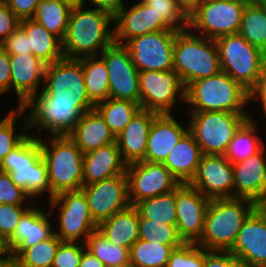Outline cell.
Instances as JSON below:
<instances>
[{"label": "cell", "mask_w": 266, "mask_h": 267, "mask_svg": "<svg viewBox=\"0 0 266 267\" xmlns=\"http://www.w3.org/2000/svg\"><path fill=\"white\" fill-rule=\"evenodd\" d=\"M184 9L190 13L197 5H199L203 0H177Z\"/></svg>", "instance_id": "680465c9"}, {"label": "cell", "mask_w": 266, "mask_h": 267, "mask_svg": "<svg viewBox=\"0 0 266 267\" xmlns=\"http://www.w3.org/2000/svg\"><path fill=\"white\" fill-rule=\"evenodd\" d=\"M152 0H140L139 2H141V3H149V2H151Z\"/></svg>", "instance_id": "003e7915"}, {"label": "cell", "mask_w": 266, "mask_h": 267, "mask_svg": "<svg viewBox=\"0 0 266 267\" xmlns=\"http://www.w3.org/2000/svg\"><path fill=\"white\" fill-rule=\"evenodd\" d=\"M81 190L86 195L93 220L98 225L131 206L126 172L83 186Z\"/></svg>", "instance_id": "e0dca14e"}, {"label": "cell", "mask_w": 266, "mask_h": 267, "mask_svg": "<svg viewBox=\"0 0 266 267\" xmlns=\"http://www.w3.org/2000/svg\"><path fill=\"white\" fill-rule=\"evenodd\" d=\"M204 248L196 243H184L174 249L166 267H203Z\"/></svg>", "instance_id": "ee69618b"}, {"label": "cell", "mask_w": 266, "mask_h": 267, "mask_svg": "<svg viewBox=\"0 0 266 267\" xmlns=\"http://www.w3.org/2000/svg\"><path fill=\"white\" fill-rule=\"evenodd\" d=\"M139 89L141 109L157 114H171L177 96L186 102V87L174 69L139 72Z\"/></svg>", "instance_id": "7c38bea8"}, {"label": "cell", "mask_w": 266, "mask_h": 267, "mask_svg": "<svg viewBox=\"0 0 266 267\" xmlns=\"http://www.w3.org/2000/svg\"><path fill=\"white\" fill-rule=\"evenodd\" d=\"M189 184L210 200L233 198V165L225 155H203Z\"/></svg>", "instance_id": "d6986e66"}, {"label": "cell", "mask_w": 266, "mask_h": 267, "mask_svg": "<svg viewBox=\"0 0 266 267\" xmlns=\"http://www.w3.org/2000/svg\"><path fill=\"white\" fill-rule=\"evenodd\" d=\"M23 113L24 110L18 107L16 110H11L5 118L0 120L1 161L28 136V133H15L14 129L16 122H19V116Z\"/></svg>", "instance_id": "7bdbcfd3"}, {"label": "cell", "mask_w": 266, "mask_h": 267, "mask_svg": "<svg viewBox=\"0 0 266 267\" xmlns=\"http://www.w3.org/2000/svg\"><path fill=\"white\" fill-rule=\"evenodd\" d=\"M0 46L9 55L32 54L29 37L25 31L18 26L1 44Z\"/></svg>", "instance_id": "c3c4849f"}, {"label": "cell", "mask_w": 266, "mask_h": 267, "mask_svg": "<svg viewBox=\"0 0 266 267\" xmlns=\"http://www.w3.org/2000/svg\"><path fill=\"white\" fill-rule=\"evenodd\" d=\"M173 69L185 87L219 74L222 70L215 40L193 34L191 29L179 31L174 41Z\"/></svg>", "instance_id": "277c9868"}, {"label": "cell", "mask_w": 266, "mask_h": 267, "mask_svg": "<svg viewBox=\"0 0 266 267\" xmlns=\"http://www.w3.org/2000/svg\"><path fill=\"white\" fill-rule=\"evenodd\" d=\"M135 207L143 218L149 219L151 222L177 225L176 189L142 200Z\"/></svg>", "instance_id": "d590c367"}, {"label": "cell", "mask_w": 266, "mask_h": 267, "mask_svg": "<svg viewBox=\"0 0 266 267\" xmlns=\"http://www.w3.org/2000/svg\"><path fill=\"white\" fill-rule=\"evenodd\" d=\"M257 97V100L259 99V102L261 103V107L263 108V114L266 116V71L263 70L261 73V76L259 77V80L257 82V85L250 91V99L253 100V98Z\"/></svg>", "instance_id": "db71d44e"}, {"label": "cell", "mask_w": 266, "mask_h": 267, "mask_svg": "<svg viewBox=\"0 0 266 267\" xmlns=\"http://www.w3.org/2000/svg\"><path fill=\"white\" fill-rule=\"evenodd\" d=\"M111 22L114 23V17L97 8H73L62 40L64 58L80 59L100 55L115 42L114 29H109Z\"/></svg>", "instance_id": "6da1fadb"}, {"label": "cell", "mask_w": 266, "mask_h": 267, "mask_svg": "<svg viewBox=\"0 0 266 267\" xmlns=\"http://www.w3.org/2000/svg\"><path fill=\"white\" fill-rule=\"evenodd\" d=\"M250 92L225 72L193 81L186 87V103L191 112L245 113Z\"/></svg>", "instance_id": "5b68a950"}, {"label": "cell", "mask_w": 266, "mask_h": 267, "mask_svg": "<svg viewBox=\"0 0 266 267\" xmlns=\"http://www.w3.org/2000/svg\"><path fill=\"white\" fill-rule=\"evenodd\" d=\"M229 252L247 267H266V222L256 210L243 223Z\"/></svg>", "instance_id": "7402d4cb"}, {"label": "cell", "mask_w": 266, "mask_h": 267, "mask_svg": "<svg viewBox=\"0 0 266 267\" xmlns=\"http://www.w3.org/2000/svg\"><path fill=\"white\" fill-rule=\"evenodd\" d=\"M131 206L142 200L175 190L180 183L163 163L144 160L126 166Z\"/></svg>", "instance_id": "2e32d148"}, {"label": "cell", "mask_w": 266, "mask_h": 267, "mask_svg": "<svg viewBox=\"0 0 266 267\" xmlns=\"http://www.w3.org/2000/svg\"><path fill=\"white\" fill-rule=\"evenodd\" d=\"M79 267H105V265L89 251L85 250L81 257Z\"/></svg>", "instance_id": "9f6ffc18"}, {"label": "cell", "mask_w": 266, "mask_h": 267, "mask_svg": "<svg viewBox=\"0 0 266 267\" xmlns=\"http://www.w3.org/2000/svg\"><path fill=\"white\" fill-rule=\"evenodd\" d=\"M117 142L101 146L83 157V186L126 172Z\"/></svg>", "instance_id": "4316f807"}, {"label": "cell", "mask_w": 266, "mask_h": 267, "mask_svg": "<svg viewBox=\"0 0 266 267\" xmlns=\"http://www.w3.org/2000/svg\"><path fill=\"white\" fill-rule=\"evenodd\" d=\"M61 242L54 234L51 238L24 249L14 261L20 267H51Z\"/></svg>", "instance_id": "ab89813d"}, {"label": "cell", "mask_w": 266, "mask_h": 267, "mask_svg": "<svg viewBox=\"0 0 266 267\" xmlns=\"http://www.w3.org/2000/svg\"><path fill=\"white\" fill-rule=\"evenodd\" d=\"M3 172V169H2V162L0 160V173Z\"/></svg>", "instance_id": "89a4df30"}, {"label": "cell", "mask_w": 266, "mask_h": 267, "mask_svg": "<svg viewBox=\"0 0 266 267\" xmlns=\"http://www.w3.org/2000/svg\"><path fill=\"white\" fill-rule=\"evenodd\" d=\"M203 267H247L238 257L229 251H208L204 249Z\"/></svg>", "instance_id": "681fc988"}, {"label": "cell", "mask_w": 266, "mask_h": 267, "mask_svg": "<svg viewBox=\"0 0 266 267\" xmlns=\"http://www.w3.org/2000/svg\"><path fill=\"white\" fill-rule=\"evenodd\" d=\"M42 81L51 103L94 105L86 91L81 58H62L46 65Z\"/></svg>", "instance_id": "8fae6325"}, {"label": "cell", "mask_w": 266, "mask_h": 267, "mask_svg": "<svg viewBox=\"0 0 266 267\" xmlns=\"http://www.w3.org/2000/svg\"><path fill=\"white\" fill-rule=\"evenodd\" d=\"M85 250V243L82 241L80 244L78 242L62 241L51 267H79Z\"/></svg>", "instance_id": "f6af8a7d"}, {"label": "cell", "mask_w": 266, "mask_h": 267, "mask_svg": "<svg viewBox=\"0 0 266 267\" xmlns=\"http://www.w3.org/2000/svg\"><path fill=\"white\" fill-rule=\"evenodd\" d=\"M177 225H168L164 222H151L139 214V239L160 242L176 249L184 244L180 238Z\"/></svg>", "instance_id": "60d3db41"}, {"label": "cell", "mask_w": 266, "mask_h": 267, "mask_svg": "<svg viewBox=\"0 0 266 267\" xmlns=\"http://www.w3.org/2000/svg\"><path fill=\"white\" fill-rule=\"evenodd\" d=\"M87 0H84V2ZM91 1L99 10L105 11L113 17L121 10L124 6L123 0H88Z\"/></svg>", "instance_id": "11a10c76"}, {"label": "cell", "mask_w": 266, "mask_h": 267, "mask_svg": "<svg viewBox=\"0 0 266 267\" xmlns=\"http://www.w3.org/2000/svg\"><path fill=\"white\" fill-rule=\"evenodd\" d=\"M98 230L117 246L131 248L139 239V211L130 206L117 212L98 225Z\"/></svg>", "instance_id": "f546056e"}, {"label": "cell", "mask_w": 266, "mask_h": 267, "mask_svg": "<svg viewBox=\"0 0 266 267\" xmlns=\"http://www.w3.org/2000/svg\"><path fill=\"white\" fill-rule=\"evenodd\" d=\"M5 267H20L14 260L6 264Z\"/></svg>", "instance_id": "6125c7cd"}, {"label": "cell", "mask_w": 266, "mask_h": 267, "mask_svg": "<svg viewBox=\"0 0 266 267\" xmlns=\"http://www.w3.org/2000/svg\"><path fill=\"white\" fill-rule=\"evenodd\" d=\"M172 114H158L150 127L144 161L163 163L171 150L188 131Z\"/></svg>", "instance_id": "603a6c76"}, {"label": "cell", "mask_w": 266, "mask_h": 267, "mask_svg": "<svg viewBox=\"0 0 266 267\" xmlns=\"http://www.w3.org/2000/svg\"><path fill=\"white\" fill-rule=\"evenodd\" d=\"M20 20L8 7L7 3L0 1V44L19 26Z\"/></svg>", "instance_id": "f907efd6"}, {"label": "cell", "mask_w": 266, "mask_h": 267, "mask_svg": "<svg viewBox=\"0 0 266 267\" xmlns=\"http://www.w3.org/2000/svg\"><path fill=\"white\" fill-rule=\"evenodd\" d=\"M16 17L22 21L33 19L41 0H4Z\"/></svg>", "instance_id": "816d5d0a"}, {"label": "cell", "mask_w": 266, "mask_h": 267, "mask_svg": "<svg viewBox=\"0 0 266 267\" xmlns=\"http://www.w3.org/2000/svg\"><path fill=\"white\" fill-rule=\"evenodd\" d=\"M11 90L10 55L0 46V96Z\"/></svg>", "instance_id": "f5cc1de1"}, {"label": "cell", "mask_w": 266, "mask_h": 267, "mask_svg": "<svg viewBox=\"0 0 266 267\" xmlns=\"http://www.w3.org/2000/svg\"><path fill=\"white\" fill-rule=\"evenodd\" d=\"M46 64L33 54L10 55L11 89L14 87L21 108L33 97L44 79Z\"/></svg>", "instance_id": "cb8c5ba5"}, {"label": "cell", "mask_w": 266, "mask_h": 267, "mask_svg": "<svg viewBox=\"0 0 266 267\" xmlns=\"http://www.w3.org/2000/svg\"><path fill=\"white\" fill-rule=\"evenodd\" d=\"M4 255H7V257L2 258L1 256ZM12 260V252L8 242L4 237L0 236V263H10Z\"/></svg>", "instance_id": "6f0895ef"}, {"label": "cell", "mask_w": 266, "mask_h": 267, "mask_svg": "<svg viewBox=\"0 0 266 267\" xmlns=\"http://www.w3.org/2000/svg\"><path fill=\"white\" fill-rule=\"evenodd\" d=\"M210 201L190 184H180L176 188V227L184 243H197L200 240Z\"/></svg>", "instance_id": "ac0fdd59"}, {"label": "cell", "mask_w": 266, "mask_h": 267, "mask_svg": "<svg viewBox=\"0 0 266 267\" xmlns=\"http://www.w3.org/2000/svg\"><path fill=\"white\" fill-rule=\"evenodd\" d=\"M8 263H0V267H5V265Z\"/></svg>", "instance_id": "2644e50d"}, {"label": "cell", "mask_w": 266, "mask_h": 267, "mask_svg": "<svg viewBox=\"0 0 266 267\" xmlns=\"http://www.w3.org/2000/svg\"><path fill=\"white\" fill-rule=\"evenodd\" d=\"M157 115L155 112L140 109L116 137L122 160L127 165L145 158L149 130Z\"/></svg>", "instance_id": "484cf974"}, {"label": "cell", "mask_w": 266, "mask_h": 267, "mask_svg": "<svg viewBox=\"0 0 266 267\" xmlns=\"http://www.w3.org/2000/svg\"><path fill=\"white\" fill-rule=\"evenodd\" d=\"M68 136L83 154L116 142V137L95 108L81 116Z\"/></svg>", "instance_id": "83f0119b"}, {"label": "cell", "mask_w": 266, "mask_h": 267, "mask_svg": "<svg viewBox=\"0 0 266 267\" xmlns=\"http://www.w3.org/2000/svg\"><path fill=\"white\" fill-rule=\"evenodd\" d=\"M253 118H249L235 133L225 153L230 163L247 159L258 153L263 147L262 139L256 134V124Z\"/></svg>", "instance_id": "836d02e7"}, {"label": "cell", "mask_w": 266, "mask_h": 267, "mask_svg": "<svg viewBox=\"0 0 266 267\" xmlns=\"http://www.w3.org/2000/svg\"><path fill=\"white\" fill-rule=\"evenodd\" d=\"M61 3L66 4L71 9L84 6L86 2L84 0H59Z\"/></svg>", "instance_id": "91938a15"}, {"label": "cell", "mask_w": 266, "mask_h": 267, "mask_svg": "<svg viewBox=\"0 0 266 267\" xmlns=\"http://www.w3.org/2000/svg\"><path fill=\"white\" fill-rule=\"evenodd\" d=\"M38 93L21 107L24 111L31 109L23 125L27 130L37 126L38 132L44 128L50 131L52 136L69 135L81 116L95 107V105L51 103V97L43 89Z\"/></svg>", "instance_id": "9c48e42d"}, {"label": "cell", "mask_w": 266, "mask_h": 267, "mask_svg": "<svg viewBox=\"0 0 266 267\" xmlns=\"http://www.w3.org/2000/svg\"><path fill=\"white\" fill-rule=\"evenodd\" d=\"M255 208L256 203L249 199H212L206 210L202 236L196 244L208 251H229Z\"/></svg>", "instance_id": "7a4b0ae2"}, {"label": "cell", "mask_w": 266, "mask_h": 267, "mask_svg": "<svg viewBox=\"0 0 266 267\" xmlns=\"http://www.w3.org/2000/svg\"><path fill=\"white\" fill-rule=\"evenodd\" d=\"M257 2L262 6L266 13V0H257Z\"/></svg>", "instance_id": "be15d7a7"}, {"label": "cell", "mask_w": 266, "mask_h": 267, "mask_svg": "<svg viewBox=\"0 0 266 267\" xmlns=\"http://www.w3.org/2000/svg\"><path fill=\"white\" fill-rule=\"evenodd\" d=\"M238 33L254 47L266 50V13L258 2L245 6Z\"/></svg>", "instance_id": "74e56055"}, {"label": "cell", "mask_w": 266, "mask_h": 267, "mask_svg": "<svg viewBox=\"0 0 266 267\" xmlns=\"http://www.w3.org/2000/svg\"><path fill=\"white\" fill-rule=\"evenodd\" d=\"M47 215V216H46ZM50 214L30 207L23 213L14 234L7 240L14 260L24 249L49 239L54 235Z\"/></svg>", "instance_id": "d4e9b609"}, {"label": "cell", "mask_w": 266, "mask_h": 267, "mask_svg": "<svg viewBox=\"0 0 266 267\" xmlns=\"http://www.w3.org/2000/svg\"><path fill=\"white\" fill-rule=\"evenodd\" d=\"M117 137L128 125L131 119L141 109L140 104L133 101L108 98L94 107Z\"/></svg>", "instance_id": "d6a6232c"}, {"label": "cell", "mask_w": 266, "mask_h": 267, "mask_svg": "<svg viewBox=\"0 0 266 267\" xmlns=\"http://www.w3.org/2000/svg\"><path fill=\"white\" fill-rule=\"evenodd\" d=\"M71 10L59 0H41L33 19L63 40Z\"/></svg>", "instance_id": "8d00e7d4"}, {"label": "cell", "mask_w": 266, "mask_h": 267, "mask_svg": "<svg viewBox=\"0 0 266 267\" xmlns=\"http://www.w3.org/2000/svg\"><path fill=\"white\" fill-rule=\"evenodd\" d=\"M222 72L227 73L249 92L263 72V51L239 33L215 39Z\"/></svg>", "instance_id": "ba28073f"}, {"label": "cell", "mask_w": 266, "mask_h": 267, "mask_svg": "<svg viewBox=\"0 0 266 267\" xmlns=\"http://www.w3.org/2000/svg\"><path fill=\"white\" fill-rule=\"evenodd\" d=\"M265 148L247 159L233 163V198H244L253 202L266 201Z\"/></svg>", "instance_id": "44dd1931"}, {"label": "cell", "mask_w": 266, "mask_h": 267, "mask_svg": "<svg viewBox=\"0 0 266 267\" xmlns=\"http://www.w3.org/2000/svg\"><path fill=\"white\" fill-rule=\"evenodd\" d=\"M255 210L263 217L266 222V201L257 203Z\"/></svg>", "instance_id": "94428289"}, {"label": "cell", "mask_w": 266, "mask_h": 267, "mask_svg": "<svg viewBox=\"0 0 266 267\" xmlns=\"http://www.w3.org/2000/svg\"><path fill=\"white\" fill-rule=\"evenodd\" d=\"M30 196L26 190L17 186L10 173H0V204L22 205Z\"/></svg>", "instance_id": "bcb514c9"}, {"label": "cell", "mask_w": 266, "mask_h": 267, "mask_svg": "<svg viewBox=\"0 0 266 267\" xmlns=\"http://www.w3.org/2000/svg\"><path fill=\"white\" fill-rule=\"evenodd\" d=\"M22 205L0 204V236L8 240L13 234L23 213L29 208Z\"/></svg>", "instance_id": "7dc6e473"}, {"label": "cell", "mask_w": 266, "mask_h": 267, "mask_svg": "<svg viewBox=\"0 0 266 267\" xmlns=\"http://www.w3.org/2000/svg\"><path fill=\"white\" fill-rule=\"evenodd\" d=\"M48 140L44 143L39 137L41 155L51 187V199L60 193L81 190L84 154L68 135L52 136Z\"/></svg>", "instance_id": "3957f363"}, {"label": "cell", "mask_w": 266, "mask_h": 267, "mask_svg": "<svg viewBox=\"0 0 266 267\" xmlns=\"http://www.w3.org/2000/svg\"><path fill=\"white\" fill-rule=\"evenodd\" d=\"M99 56L81 58L84 81L89 100L94 104L109 98V75L106 63Z\"/></svg>", "instance_id": "1f68e13d"}, {"label": "cell", "mask_w": 266, "mask_h": 267, "mask_svg": "<svg viewBox=\"0 0 266 267\" xmlns=\"http://www.w3.org/2000/svg\"><path fill=\"white\" fill-rule=\"evenodd\" d=\"M249 118L246 113L191 112L187 126L203 155H225L235 133Z\"/></svg>", "instance_id": "52a82bcc"}, {"label": "cell", "mask_w": 266, "mask_h": 267, "mask_svg": "<svg viewBox=\"0 0 266 267\" xmlns=\"http://www.w3.org/2000/svg\"><path fill=\"white\" fill-rule=\"evenodd\" d=\"M203 153L187 131L171 150L163 164L180 184H189L194 178Z\"/></svg>", "instance_id": "f1b7e54d"}, {"label": "cell", "mask_w": 266, "mask_h": 267, "mask_svg": "<svg viewBox=\"0 0 266 267\" xmlns=\"http://www.w3.org/2000/svg\"><path fill=\"white\" fill-rule=\"evenodd\" d=\"M49 201L50 210L60 205V220H58L60 228L54 234L61 241L78 242L79 239H84L83 243H85L91 233L98 229V224L93 220L88 200L82 190L60 193Z\"/></svg>", "instance_id": "4fadbf2b"}, {"label": "cell", "mask_w": 266, "mask_h": 267, "mask_svg": "<svg viewBox=\"0 0 266 267\" xmlns=\"http://www.w3.org/2000/svg\"><path fill=\"white\" fill-rule=\"evenodd\" d=\"M243 1H245V2H247V3L257 2V0H243Z\"/></svg>", "instance_id": "a7ac6f4b"}, {"label": "cell", "mask_w": 266, "mask_h": 267, "mask_svg": "<svg viewBox=\"0 0 266 267\" xmlns=\"http://www.w3.org/2000/svg\"><path fill=\"white\" fill-rule=\"evenodd\" d=\"M174 30H188L189 13L177 0H152L148 3Z\"/></svg>", "instance_id": "b9f144b4"}, {"label": "cell", "mask_w": 266, "mask_h": 267, "mask_svg": "<svg viewBox=\"0 0 266 267\" xmlns=\"http://www.w3.org/2000/svg\"><path fill=\"white\" fill-rule=\"evenodd\" d=\"M117 267H135L132 263H128L126 265L123 266H117Z\"/></svg>", "instance_id": "03108f58"}, {"label": "cell", "mask_w": 266, "mask_h": 267, "mask_svg": "<svg viewBox=\"0 0 266 267\" xmlns=\"http://www.w3.org/2000/svg\"><path fill=\"white\" fill-rule=\"evenodd\" d=\"M1 162L3 172L10 173L13 182L26 190L30 198L48 191L51 200L47 167L37 135H28Z\"/></svg>", "instance_id": "8992f818"}, {"label": "cell", "mask_w": 266, "mask_h": 267, "mask_svg": "<svg viewBox=\"0 0 266 267\" xmlns=\"http://www.w3.org/2000/svg\"><path fill=\"white\" fill-rule=\"evenodd\" d=\"M100 56L108 69L109 98L140 104L139 70L133 64L128 48L114 42Z\"/></svg>", "instance_id": "9a60e30c"}, {"label": "cell", "mask_w": 266, "mask_h": 267, "mask_svg": "<svg viewBox=\"0 0 266 267\" xmlns=\"http://www.w3.org/2000/svg\"><path fill=\"white\" fill-rule=\"evenodd\" d=\"M85 247L105 267H117L130 263V249L112 244L98 229L86 239Z\"/></svg>", "instance_id": "e575fe53"}, {"label": "cell", "mask_w": 266, "mask_h": 267, "mask_svg": "<svg viewBox=\"0 0 266 267\" xmlns=\"http://www.w3.org/2000/svg\"><path fill=\"white\" fill-rule=\"evenodd\" d=\"M176 30H162L130 39L125 46L139 72L173 70Z\"/></svg>", "instance_id": "5bb4252c"}, {"label": "cell", "mask_w": 266, "mask_h": 267, "mask_svg": "<svg viewBox=\"0 0 266 267\" xmlns=\"http://www.w3.org/2000/svg\"><path fill=\"white\" fill-rule=\"evenodd\" d=\"M246 5L243 0H203L189 13L188 29L214 40L236 34Z\"/></svg>", "instance_id": "30bf717a"}, {"label": "cell", "mask_w": 266, "mask_h": 267, "mask_svg": "<svg viewBox=\"0 0 266 267\" xmlns=\"http://www.w3.org/2000/svg\"><path fill=\"white\" fill-rule=\"evenodd\" d=\"M19 26L29 37L32 54L46 65L64 58L62 40L34 19L20 21Z\"/></svg>", "instance_id": "4dcf8cb0"}, {"label": "cell", "mask_w": 266, "mask_h": 267, "mask_svg": "<svg viewBox=\"0 0 266 267\" xmlns=\"http://www.w3.org/2000/svg\"><path fill=\"white\" fill-rule=\"evenodd\" d=\"M114 40L115 43L125 45L130 39L148 33L174 30L147 3H135L130 9L125 5L114 16ZM125 42H121L122 40Z\"/></svg>", "instance_id": "ffe728a7"}, {"label": "cell", "mask_w": 266, "mask_h": 267, "mask_svg": "<svg viewBox=\"0 0 266 267\" xmlns=\"http://www.w3.org/2000/svg\"><path fill=\"white\" fill-rule=\"evenodd\" d=\"M263 70L266 71V50L263 51Z\"/></svg>", "instance_id": "e7e4bbea"}, {"label": "cell", "mask_w": 266, "mask_h": 267, "mask_svg": "<svg viewBox=\"0 0 266 267\" xmlns=\"http://www.w3.org/2000/svg\"><path fill=\"white\" fill-rule=\"evenodd\" d=\"M173 250L170 245L138 239L130 248V263L135 267H166Z\"/></svg>", "instance_id": "f35d334b"}]
</instances>
